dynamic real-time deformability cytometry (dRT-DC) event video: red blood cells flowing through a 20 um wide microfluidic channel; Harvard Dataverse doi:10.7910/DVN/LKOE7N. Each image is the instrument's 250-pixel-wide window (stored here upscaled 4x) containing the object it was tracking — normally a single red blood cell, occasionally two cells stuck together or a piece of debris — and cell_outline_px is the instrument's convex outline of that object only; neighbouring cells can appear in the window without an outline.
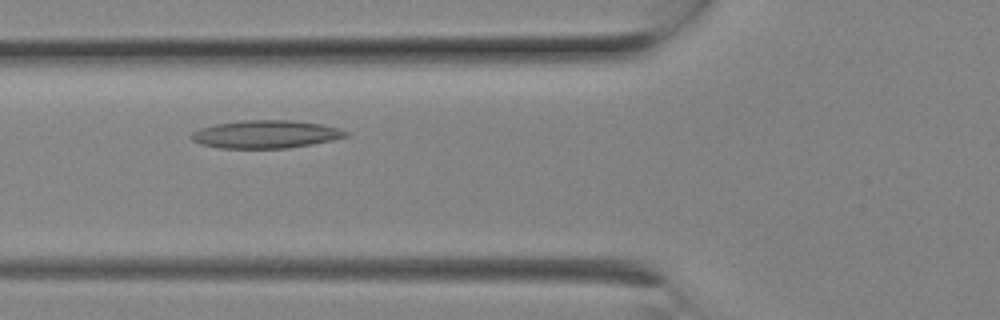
{"species": "Egyptian fruit bat (a non-hibernating species)", "species_latin": "Rousettus aegyptiacus", "temperature_condition": "room temperature", "stored_images_in_passage": 7, "camera_frame_rate_fps": 3000, "um_per_image_px": 0.085, "animal": {"sex": "female"}, "frame": {"image": 1, "passage_image": 6, "time_ms": 1.667, "image_size_px": [1000, 320], "cell_outline_px": [[348, 136], [332, 140], [312, 144], [288, 148], [220, 148], [200, 144], [192, 140], [188, 136], [192, 132], [200, 128], [216, 124], [244, 120], [292, 120], [320, 124], [340, 128], [348, 132]], "centroid_in_image_um": [22.57, 11.41], "position_along_channel_um": 103.2, "area_um2": 25.14}}
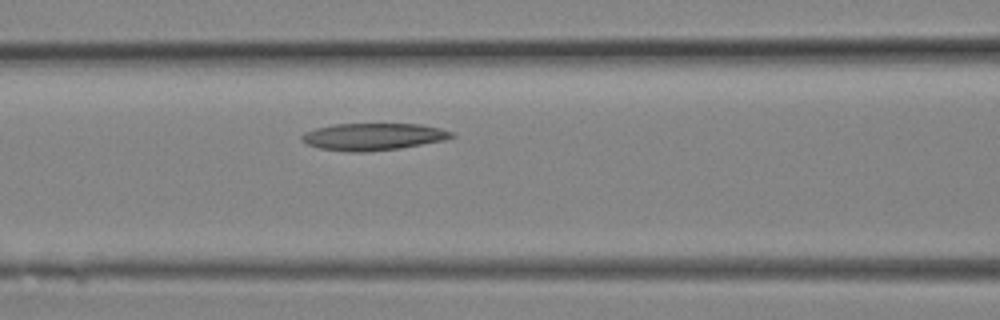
{"frame": {"image": 2, "passage_image": 7, "time_ms": 2.0, "image_size_px": [1000, 320], "cell_outline_px": [[456, 136], [444, 140], [400, 148], [364, 152], [348, 152], [320, 148], [308, 144], [300, 140], [300, 136], [304, 132], [316, 128], [336, 124], [420, 124], [440, 128], [452, 132]], "centroid_in_image_um": [31.7, 11.62], "position_along_channel_um": 134.9, "area_um2": 23.58}}